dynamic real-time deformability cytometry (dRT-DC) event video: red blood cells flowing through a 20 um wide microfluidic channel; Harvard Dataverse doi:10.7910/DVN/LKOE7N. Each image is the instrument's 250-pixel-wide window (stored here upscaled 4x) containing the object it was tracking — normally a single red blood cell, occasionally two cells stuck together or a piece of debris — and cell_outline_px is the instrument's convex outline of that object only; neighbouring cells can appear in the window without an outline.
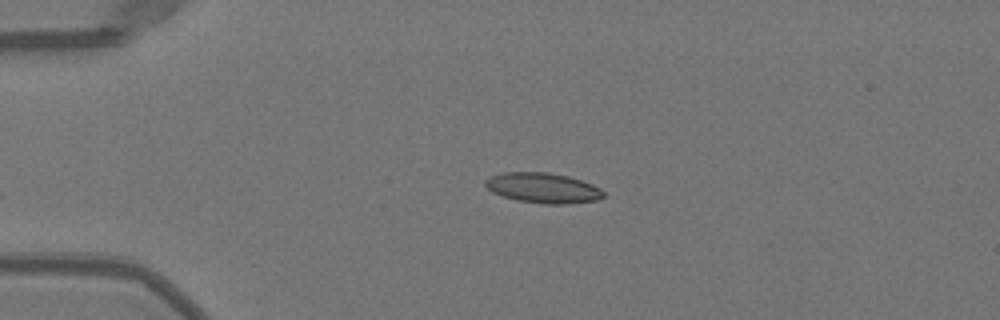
{"species": "Egyptian fruit bat (a non-hibernating species)", "species_latin": "Rousettus aegyptiacus", "temperature_condition": "warm", "stored_images_in_passage": 29, "camera_frame_rate_fps": 3000, "um_per_image_px": 0.085, "animal": {"sex": "female"}, "frame": {"image": 1, "passage_image": 1, "time_ms": 0.0, "image_size_px": [1000, 320], "cell_outline_px": [[604, 196], [600, 200], [564, 204], [548, 204], [516, 200], [492, 192], [484, 184], [484, 180], [492, 176], [504, 172], [548, 172], [568, 176], [592, 184], [600, 188], [604, 192]], "centroid_in_image_um": [46.17, 15.97], "position_along_channel_um": 38.8, "area_um2": 20.75}}
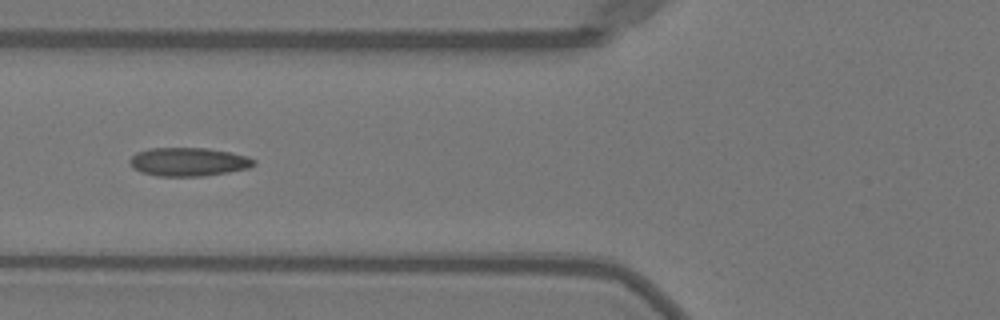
{"frame": {"image": 2, "passage_image": 9, "time_ms": 2.667, "image_size_px": [1000, 320], "cell_outline_px": [[256, 164], [248, 168], [228, 172], [204, 176], [156, 176], [140, 172], [132, 168], [128, 160], [136, 152], [148, 148], [208, 148], [232, 152], [248, 156], [256, 160]], "centroid_in_image_um": [16.01, 13.75], "position_along_channel_um": 109.8, "area_um2": 20.92}}
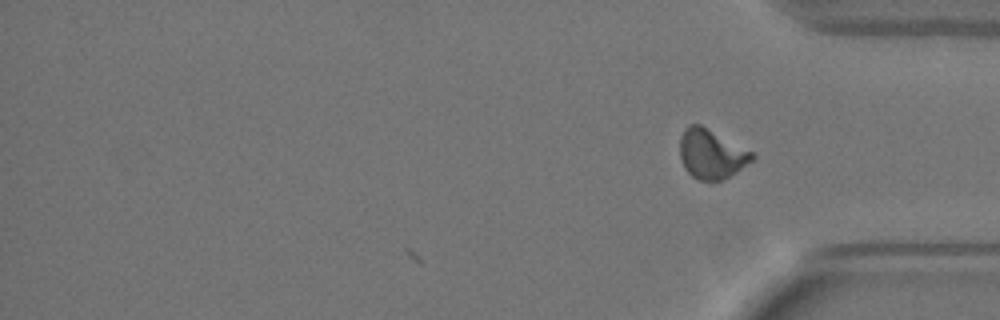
{"frame": {"image": 3, "passage_image": 29, "time_ms": 9.333, "image_size_px": [1000, 320], "cell_outline_px": [[756, 156], [752, 160], [736, 172], [724, 180], [700, 180], [692, 176], [684, 168], [680, 156], [680, 136], [684, 128], [688, 124], [700, 124], [752, 152]], "centroid_in_image_um": [60.43, 13.08], "position_along_channel_um": 374.8, "area_um2": 20.63}, "authors_computed_cell_mechanics": {"area_um2": 20.1144, "velocity_mm_per_s": 4.0081, "shape_relaxation_time_tau1_ms": 10.6831, "shape_relaxation_time_tau2_ms": 0.9247, "deformation_change_tau1": 0.271, "deformation_change_tau2": 0.0613}}